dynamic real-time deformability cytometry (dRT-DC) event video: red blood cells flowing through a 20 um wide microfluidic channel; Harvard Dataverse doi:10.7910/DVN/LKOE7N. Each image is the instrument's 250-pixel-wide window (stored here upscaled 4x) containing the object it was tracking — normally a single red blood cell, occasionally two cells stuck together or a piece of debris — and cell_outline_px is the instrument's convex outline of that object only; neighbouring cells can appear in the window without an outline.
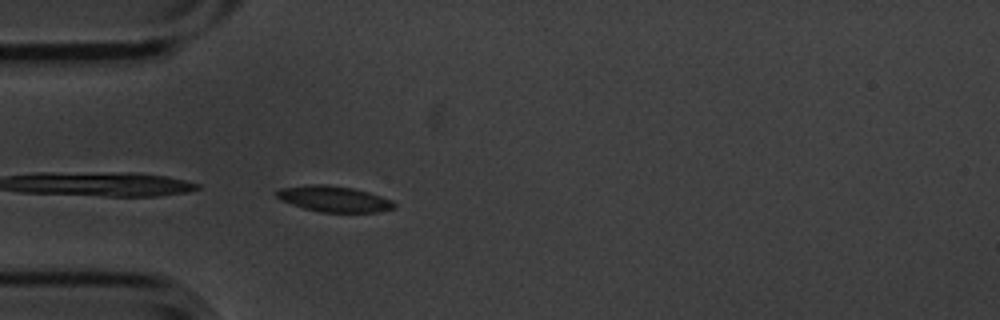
{"species": "common noctule bat (a hibernating species)", "species_latin": "Nyctalus noctula", "temperature_condition": "cold", "stored_images_in_passage": 6, "camera_frame_rate_fps": 3000, "um_per_image_px": 0.085, "animal": {"sex": "male", "body_mass_g": 20.1, "forearm_length_mm": 53.5}, "frame": {"image": 1, "passage_image": 6, "time_ms": 1.667, "image_size_px": [1000, 320], "cell_outline_px": [[396, 208], [376, 212], [320, 212], [304, 208], [280, 200], [276, 196], [276, 192], [280, 188], [308, 184], [324, 184], [352, 188], [368, 192], [392, 200], [396, 204]], "centroid_in_image_um": [28.38, 16.91], "position_along_channel_um": 56.6, "area_um2": 17.69}}